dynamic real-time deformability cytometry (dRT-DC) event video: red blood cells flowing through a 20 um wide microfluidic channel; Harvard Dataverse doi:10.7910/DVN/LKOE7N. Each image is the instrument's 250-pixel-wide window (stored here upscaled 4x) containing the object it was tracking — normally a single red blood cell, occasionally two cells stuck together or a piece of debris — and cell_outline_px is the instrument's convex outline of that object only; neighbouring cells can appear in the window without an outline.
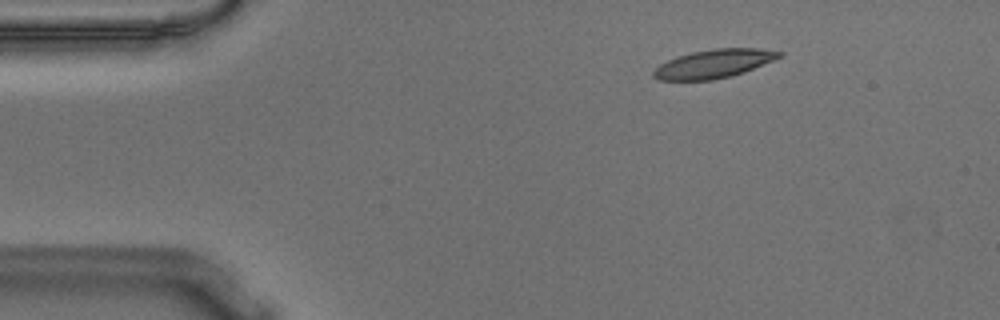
{"species": "Egyptian fruit bat (a non-hibernating species)", "species_latin": "Rousettus aegyptiacus", "temperature_condition": "warm", "stored_images_in_passage": 50, "camera_frame_rate_fps": 3000, "um_per_image_px": 0.085, "animal": {"sex": "male"}, "frame": {"image": 1, "passage_image": 3, "time_ms": 0.667, "image_size_px": [1000, 320], "cell_outline_px": [[784, 56], [744, 72], [732, 76], [712, 80], [660, 80], [652, 76], [652, 72], [660, 64], [676, 56], [692, 52], [716, 48], [756, 48], [784, 52]], "centroid_in_image_um": [60.69, 5.41], "position_along_channel_um": 24.3, "area_um2": 20.98}}
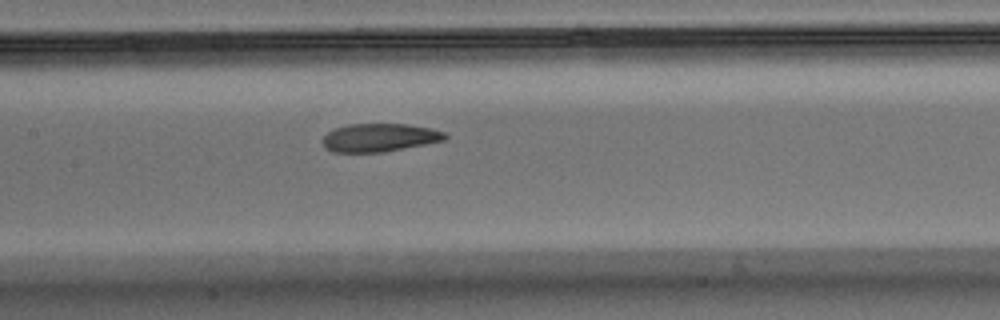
{"frame": {"image": 2, "passage_image": 21, "time_ms": 6.667, "image_size_px": [1000, 320], "cell_outline_px": [[448, 136], [444, 140], [384, 152], [332, 152], [324, 148], [324, 136], [328, 132], [336, 128], [348, 124], [408, 124], [432, 128], [444, 132]], "centroid_in_image_um": [32.26, 11.69], "position_along_channel_um": 175.1, "area_um2": 20.0}}
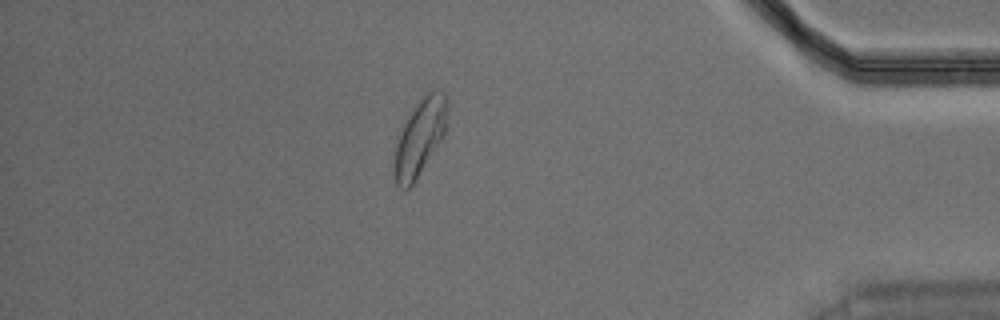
{"frame": {"image": 3, "passage_image": 43, "time_ms": 14.0, "image_size_px": [1000, 320], "cell_outline_px": [[448, 104], [444, 136], [412, 184], [408, 188], [400, 188], [396, 184], [396, 136], [412, 108], [428, 92], [444, 92]], "centroid_in_image_um": [35.7, 11.63], "position_along_channel_um": 399.5, "area_um2": 22.95}, "authors_computed_cell_mechanics": {"area_um2": 21.3282, "velocity_mm_per_s": 3.5961, "shape_relaxation_time_tau1_ms": 5.874, "shape_relaxation_time_tau2_ms": 1.8558, "deformation_change_tau1": 0.174, "deformation_change_tau2": 0.0831}}